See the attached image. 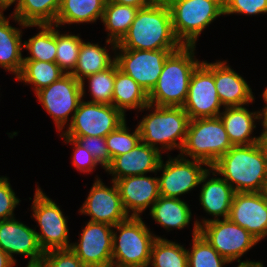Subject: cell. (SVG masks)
I'll use <instances>...</instances> for the list:
<instances>
[{"mask_svg":"<svg viewBox=\"0 0 267 267\" xmlns=\"http://www.w3.org/2000/svg\"><path fill=\"white\" fill-rule=\"evenodd\" d=\"M182 46L174 33L167 3L155 0L149 6L138 9L116 50H178Z\"/></svg>","mask_w":267,"mask_h":267,"instance_id":"6da1fadb","label":"cell"},{"mask_svg":"<svg viewBox=\"0 0 267 267\" xmlns=\"http://www.w3.org/2000/svg\"><path fill=\"white\" fill-rule=\"evenodd\" d=\"M211 170L224 176L235 193L266 191L267 146L264 141L232 146Z\"/></svg>","mask_w":267,"mask_h":267,"instance_id":"7a4b0ae2","label":"cell"},{"mask_svg":"<svg viewBox=\"0 0 267 267\" xmlns=\"http://www.w3.org/2000/svg\"><path fill=\"white\" fill-rule=\"evenodd\" d=\"M194 48L182 46L167 57L157 83L148 93L150 105L182 107L185 104L191 75L201 63L193 58Z\"/></svg>","mask_w":267,"mask_h":267,"instance_id":"3957f363","label":"cell"},{"mask_svg":"<svg viewBox=\"0 0 267 267\" xmlns=\"http://www.w3.org/2000/svg\"><path fill=\"white\" fill-rule=\"evenodd\" d=\"M232 146L220 117L193 119L179 156L185 154L211 168Z\"/></svg>","mask_w":267,"mask_h":267,"instance_id":"277c9868","label":"cell"},{"mask_svg":"<svg viewBox=\"0 0 267 267\" xmlns=\"http://www.w3.org/2000/svg\"><path fill=\"white\" fill-rule=\"evenodd\" d=\"M170 10L173 30L183 46H195L199 34L214 19L224 15L223 0H164Z\"/></svg>","mask_w":267,"mask_h":267,"instance_id":"5b68a950","label":"cell"},{"mask_svg":"<svg viewBox=\"0 0 267 267\" xmlns=\"http://www.w3.org/2000/svg\"><path fill=\"white\" fill-rule=\"evenodd\" d=\"M154 112L143 117L138 124L141 142L160 151L158 143L166 150L179 148L185 142L189 116L183 107L155 106ZM179 139V143H177Z\"/></svg>","mask_w":267,"mask_h":267,"instance_id":"8992f818","label":"cell"},{"mask_svg":"<svg viewBox=\"0 0 267 267\" xmlns=\"http://www.w3.org/2000/svg\"><path fill=\"white\" fill-rule=\"evenodd\" d=\"M112 266H149L151 248L157 236L152 235L141 217H129L113 226ZM154 236V237H153Z\"/></svg>","mask_w":267,"mask_h":267,"instance_id":"52a82bcc","label":"cell"},{"mask_svg":"<svg viewBox=\"0 0 267 267\" xmlns=\"http://www.w3.org/2000/svg\"><path fill=\"white\" fill-rule=\"evenodd\" d=\"M202 223L199 233L229 263L237 260L258 243V240L245 228L232 222L229 218L205 219Z\"/></svg>","mask_w":267,"mask_h":267,"instance_id":"ba28073f","label":"cell"},{"mask_svg":"<svg viewBox=\"0 0 267 267\" xmlns=\"http://www.w3.org/2000/svg\"><path fill=\"white\" fill-rule=\"evenodd\" d=\"M62 136L106 137L125 122V115L113 105L81 100Z\"/></svg>","mask_w":267,"mask_h":267,"instance_id":"9c48e42d","label":"cell"},{"mask_svg":"<svg viewBox=\"0 0 267 267\" xmlns=\"http://www.w3.org/2000/svg\"><path fill=\"white\" fill-rule=\"evenodd\" d=\"M222 103L214 80V63H200L191 75L188 95L182 106L189 119L219 117Z\"/></svg>","mask_w":267,"mask_h":267,"instance_id":"30bf717a","label":"cell"},{"mask_svg":"<svg viewBox=\"0 0 267 267\" xmlns=\"http://www.w3.org/2000/svg\"><path fill=\"white\" fill-rule=\"evenodd\" d=\"M32 207L33 217L38 221L41 230V233L36 232L38 242L44 253L70 249L66 218L57 204L40 188L36 189Z\"/></svg>","mask_w":267,"mask_h":267,"instance_id":"8fae6325","label":"cell"},{"mask_svg":"<svg viewBox=\"0 0 267 267\" xmlns=\"http://www.w3.org/2000/svg\"><path fill=\"white\" fill-rule=\"evenodd\" d=\"M179 157L169 159L166 164H163L161 159L159 163L158 170H163L162 176L158 178L160 196L179 199V195L206 182L210 175L211 168L201 167V164L208 166L206 163L199 160L190 161L184 156H181L180 159Z\"/></svg>","mask_w":267,"mask_h":267,"instance_id":"7c38bea8","label":"cell"},{"mask_svg":"<svg viewBox=\"0 0 267 267\" xmlns=\"http://www.w3.org/2000/svg\"><path fill=\"white\" fill-rule=\"evenodd\" d=\"M36 96L52 116L58 131H61L69 114L75 113L83 99L82 84L70 73L64 74L51 85L37 91Z\"/></svg>","mask_w":267,"mask_h":267,"instance_id":"4fadbf2b","label":"cell"},{"mask_svg":"<svg viewBox=\"0 0 267 267\" xmlns=\"http://www.w3.org/2000/svg\"><path fill=\"white\" fill-rule=\"evenodd\" d=\"M115 55L118 69L133 78L147 94L157 83L167 57L176 50L119 49Z\"/></svg>","mask_w":267,"mask_h":267,"instance_id":"5bb4252c","label":"cell"},{"mask_svg":"<svg viewBox=\"0 0 267 267\" xmlns=\"http://www.w3.org/2000/svg\"><path fill=\"white\" fill-rule=\"evenodd\" d=\"M112 228L106 223L89 221L80 235V243H71L70 249L86 267H111Z\"/></svg>","mask_w":267,"mask_h":267,"instance_id":"9a60e30c","label":"cell"},{"mask_svg":"<svg viewBox=\"0 0 267 267\" xmlns=\"http://www.w3.org/2000/svg\"><path fill=\"white\" fill-rule=\"evenodd\" d=\"M228 218L260 241L267 236L266 191L235 193Z\"/></svg>","mask_w":267,"mask_h":267,"instance_id":"2e32d148","label":"cell"},{"mask_svg":"<svg viewBox=\"0 0 267 267\" xmlns=\"http://www.w3.org/2000/svg\"><path fill=\"white\" fill-rule=\"evenodd\" d=\"M108 188L100 179L94 182L80 212L91 216V222L106 223L115 226L130 217L123 207L122 200L116 186Z\"/></svg>","mask_w":267,"mask_h":267,"instance_id":"e0dca14e","label":"cell"},{"mask_svg":"<svg viewBox=\"0 0 267 267\" xmlns=\"http://www.w3.org/2000/svg\"><path fill=\"white\" fill-rule=\"evenodd\" d=\"M0 249L15 262L13 254L29 256L28 264H40L44 256L36 231L15 218L0 221Z\"/></svg>","mask_w":267,"mask_h":267,"instance_id":"ac0fdd59","label":"cell"},{"mask_svg":"<svg viewBox=\"0 0 267 267\" xmlns=\"http://www.w3.org/2000/svg\"><path fill=\"white\" fill-rule=\"evenodd\" d=\"M118 188L123 207L130 217H140L148 206H152L160 196L159 182L156 177L145 175L127 176L114 181Z\"/></svg>","mask_w":267,"mask_h":267,"instance_id":"d6986e66","label":"cell"},{"mask_svg":"<svg viewBox=\"0 0 267 267\" xmlns=\"http://www.w3.org/2000/svg\"><path fill=\"white\" fill-rule=\"evenodd\" d=\"M158 149L140 142L131 151L112 158L111 164L106 168L109 174L114 175L112 181L134 175H144L148 172L158 171L161 161Z\"/></svg>","mask_w":267,"mask_h":267,"instance_id":"ffe728a7","label":"cell"},{"mask_svg":"<svg viewBox=\"0 0 267 267\" xmlns=\"http://www.w3.org/2000/svg\"><path fill=\"white\" fill-rule=\"evenodd\" d=\"M215 87L224 107L243 106L254 100L250 86L226 61L214 63Z\"/></svg>","mask_w":267,"mask_h":267,"instance_id":"44dd1931","label":"cell"},{"mask_svg":"<svg viewBox=\"0 0 267 267\" xmlns=\"http://www.w3.org/2000/svg\"><path fill=\"white\" fill-rule=\"evenodd\" d=\"M228 138L233 146L259 143L262 136L251 138L255 119H261L260 112H249L244 106L225 107L220 113Z\"/></svg>","mask_w":267,"mask_h":267,"instance_id":"7402d4cb","label":"cell"},{"mask_svg":"<svg viewBox=\"0 0 267 267\" xmlns=\"http://www.w3.org/2000/svg\"><path fill=\"white\" fill-rule=\"evenodd\" d=\"M112 105L125 115L126 109H150L147 92L115 63V82Z\"/></svg>","mask_w":267,"mask_h":267,"instance_id":"603a6c76","label":"cell"},{"mask_svg":"<svg viewBox=\"0 0 267 267\" xmlns=\"http://www.w3.org/2000/svg\"><path fill=\"white\" fill-rule=\"evenodd\" d=\"M234 189L223 178H210L203 184L200 193V203L204 210L218 220L229 217Z\"/></svg>","mask_w":267,"mask_h":267,"instance_id":"cb8c5ba5","label":"cell"},{"mask_svg":"<svg viewBox=\"0 0 267 267\" xmlns=\"http://www.w3.org/2000/svg\"><path fill=\"white\" fill-rule=\"evenodd\" d=\"M61 0H20L13 17L22 27L55 24Z\"/></svg>","mask_w":267,"mask_h":267,"instance_id":"d4e9b609","label":"cell"},{"mask_svg":"<svg viewBox=\"0 0 267 267\" xmlns=\"http://www.w3.org/2000/svg\"><path fill=\"white\" fill-rule=\"evenodd\" d=\"M21 31L9 24L3 14H0V66L13 72L16 77L20 74L24 58L21 49Z\"/></svg>","mask_w":267,"mask_h":267,"instance_id":"484cf974","label":"cell"},{"mask_svg":"<svg viewBox=\"0 0 267 267\" xmlns=\"http://www.w3.org/2000/svg\"><path fill=\"white\" fill-rule=\"evenodd\" d=\"M115 63V58L107 52L106 47L98 44L82 42L78 55V61L74 71L71 73L82 84V96H84V79L90 75L105 71Z\"/></svg>","mask_w":267,"mask_h":267,"instance_id":"4316f807","label":"cell"},{"mask_svg":"<svg viewBox=\"0 0 267 267\" xmlns=\"http://www.w3.org/2000/svg\"><path fill=\"white\" fill-rule=\"evenodd\" d=\"M201 225L199 221H195L192 251L187 250L188 267H222L224 264H228L229 262L199 233ZM237 267H263V264L261 262L245 261L240 262Z\"/></svg>","mask_w":267,"mask_h":267,"instance_id":"83f0119b","label":"cell"},{"mask_svg":"<svg viewBox=\"0 0 267 267\" xmlns=\"http://www.w3.org/2000/svg\"><path fill=\"white\" fill-rule=\"evenodd\" d=\"M107 0H61L54 27L102 19Z\"/></svg>","mask_w":267,"mask_h":267,"instance_id":"f1b7e54d","label":"cell"},{"mask_svg":"<svg viewBox=\"0 0 267 267\" xmlns=\"http://www.w3.org/2000/svg\"><path fill=\"white\" fill-rule=\"evenodd\" d=\"M151 217L164 228L182 229L189 224L191 211L186 202L159 196L150 209Z\"/></svg>","mask_w":267,"mask_h":267,"instance_id":"f546056e","label":"cell"},{"mask_svg":"<svg viewBox=\"0 0 267 267\" xmlns=\"http://www.w3.org/2000/svg\"><path fill=\"white\" fill-rule=\"evenodd\" d=\"M138 9L107 0L101 20L106 26L107 31H109V38L106 40V43H111L113 50L116 49L117 43L128 32Z\"/></svg>","mask_w":267,"mask_h":267,"instance_id":"4dcf8cb0","label":"cell"},{"mask_svg":"<svg viewBox=\"0 0 267 267\" xmlns=\"http://www.w3.org/2000/svg\"><path fill=\"white\" fill-rule=\"evenodd\" d=\"M65 73L56 62H45L36 60H24L23 67L16 80L34 85V91L51 85Z\"/></svg>","mask_w":267,"mask_h":267,"instance_id":"1f68e13d","label":"cell"},{"mask_svg":"<svg viewBox=\"0 0 267 267\" xmlns=\"http://www.w3.org/2000/svg\"><path fill=\"white\" fill-rule=\"evenodd\" d=\"M187 250L175 242L157 237L151 248L149 265L153 267H188Z\"/></svg>","mask_w":267,"mask_h":267,"instance_id":"d6a6232c","label":"cell"},{"mask_svg":"<svg viewBox=\"0 0 267 267\" xmlns=\"http://www.w3.org/2000/svg\"><path fill=\"white\" fill-rule=\"evenodd\" d=\"M42 30L28 41H24L23 48L29 50L31 56L24 60L55 62L56 60V29L53 24L35 25Z\"/></svg>","mask_w":267,"mask_h":267,"instance_id":"836d02e7","label":"cell"},{"mask_svg":"<svg viewBox=\"0 0 267 267\" xmlns=\"http://www.w3.org/2000/svg\"><path fill=\"white\" fill-rule=\"evenodd\" d=\"M82 42L83 40L78 35H63L56 30L57 53L55 62L65 74H71L74 71Z\"/></svg>","mask_w":267,"mask_h":267,"instance_id":"e575fe53","label":"cell"},{"mask_svg":"<svg viewBox=\"0 0 267 267\" xmlns=\"http://www.w3.org/2000/svg\"><path fill=\"white\" fill-rule=\"evenodd\" d=\"M86 79L89 81V89L93 97V100L89 102L112 105L115 63L105 71L90 75Z\"/></svg>","mask_w":267,"mask_h":267,"instance_id":"d590c367","label":"cell"},{"mask_svg":"<svg viewBox=\"0 0 267 267\" xmlns=\"http://www.w3.org/2000/svg\"><path fill=\"white\" fill-rule=\"evenodd\" d=\"M105 140L108 147V153L112 159L135 148L141 142V137L138 127L132 134H130L125 121L117 129L109 133L105 137Z\"/></svg>","mask_w":267,"mask_h":267,"instance_id":"8d00e7d4","label":"cell"},{"mask_svg":"<svg viewBox=\"0 0 267 267\" xmlns=\"http://www.w3.org/2000/svg\"><path fill=\"white\" fill-rule=\"evenodd\" d=\"M73 138L78 144L84 147L95 160L106 168L111 164V156L108 153V147L105 137L98 136H63Z\"/></svg>","mask_w":267,"mask_h":267,"instance_id":"74e56055","label":"cell"},{"mask_svg":"<svg viewBox=\"0 0 267 267\" xmlns=\"http://www.w3.org/2000/svg\"><path fill=\"white\" fill-rule=\"evenodd\" d=\"M40 264L42 267H86L71 249L47 251Z\"/></svg>","mask_w":267,"mask_h":267,"instance_id":"f35d334b","label":"cell"},{"mask_svg":"<svg viewBox=\"0 0 267 267\" xmlns=\"http://www.w3.org/2000/svg\"><path fill=\"white\" fill-rule=\"evenodd\" d=\"M224 14L255 15L267 13V0H223Z\"/></svg>","mask_w":267,"mask_h":267,"instance_id":"ab89813d","label":"cell"},{"mask_svg":"<svg viewBox=\"0 0 267 267\" xmlns=\"http://www.w3.org/2000/svg\"><path fill=\"white\" fill-rule=\"evenodd\" d=\"M20 202L12 190L8 178L0 177V221L11 219L13 211Z\"/></svg>","mask_w":267,"mask_h":267,"instance_id":"60d3db41","label":"cell"},{"mask_svg":"<svg viewBox=\"0 0 267 267\" xmlns=\"http://www.w3.org/2000/svg\"><path fill=\"white\" fill-rule=\"evenodd\" d=\"M65 142L73 143L75 146L73 164L80 172H91L98 162L84 147L78 144L73 138L65 137Z\"/></svg>","mask_w":267,"mask_h":267,"instance_id":"b9f144b4","label":"cell"},{"mask_svg":"<svg viewBox=\"0 0 267 267\" xmlns=\"http://www.w3.org/2000/svg\"><path fill=\"white\" fill-rule=\"evenodd\" d=\"M120 5L133 6L136 8H143L152 4L155 0H108Z\"/></svg>","mask_w":267,"mask_h":267,"instance_id":"7bdbcfd3","label":"cell"},{"mask_svg":"<svg viewBox=\"0 0 267 267\" xmlns=\"http://www.w3.org/2000/svg\"><path fill=\"white\" fill-rule=\"evenodd\" d=\"M16 262L0 249V267H13Z\"/></svg>","mask_w":267,"mask_h":267,"instance_id":"ee69618b","label":"cell"},{"mask_svg":"<svg viewBox=\"0 0 267 267\" xmlns=\"http://www.w3.org/2000/svg\"><path fill=\"white\" fill-rule=\"evenodd\" d=\"M17 1V6L20 2V0H0V12L7 9L12 3H15Z\"/></svg>","mask_w":267,"mask_h":267,"instance_id":"f6af8a7d","label":"cell"},{"mask_svg":"<svg viewBox=\"0 0 267 267\" xmlns=\"http://www.w3.org/2000/svg\"><path fill=\"white\" fill-rule=\"evenodd\" d=\"M264 102H266L265 108L262 109L263 112L260 113L261 118L267 113V88L262 94Z\"/></svg>","mask_w":267,"mask_h":267,"instance_id":"bcb514c9","label":"cell"},{"mask_svg":"<svg viewBox=\"0 0 267 267\" xmlns=\"http://www.w3.org/2000/svg\"><path fill=\"white\" fill-rule=\"evenodd\" d=\"M262 125L264 127L262 133H267V113L262 117Z\"/></svg>","mask_w":267,"mask_h":267,"instance_id":"7dc6e473","label":"cell"},{"mask_svg":"<svg viewBox=\"0 0 267 267\" xmlns=\"http://www.w3.org/2000/svg\"><path fill=\"white\" fill-rule=\"evenodd\" d=\"M261 136H262V140L264 141V143L267 146V133H261Z\"/></svg>","mask_w":267,"mask_h":267,"instance_id":"c3c4849f","label":"cell"},{"mask_svg":"<svg viewBox=\"0 0 267 267\" xmlns=\"http://www.w3.org/2000/svg\"><path fill=\"white\" fill-rule=\"evenodd\" d=\"M27 267H42L41 264H28Z\"/></svg>","mask_w":267,"mask_h":267,"instance_id":"681fc988","label":"cell"},{"mask_svg":"<svg viewBox=\"0 0 267 267\" xmlns=\"http://www.w3.org/2000/svg\"><path fill=\"white\" fill-rule=\"evenodd\" d=\"M114 267V266H111ZM115 267H148V266H115Z\"/></svg>","mask_w":267,"mask_h":267,"instance_id":"f907efd6","label":"cell"}]
</instances>
